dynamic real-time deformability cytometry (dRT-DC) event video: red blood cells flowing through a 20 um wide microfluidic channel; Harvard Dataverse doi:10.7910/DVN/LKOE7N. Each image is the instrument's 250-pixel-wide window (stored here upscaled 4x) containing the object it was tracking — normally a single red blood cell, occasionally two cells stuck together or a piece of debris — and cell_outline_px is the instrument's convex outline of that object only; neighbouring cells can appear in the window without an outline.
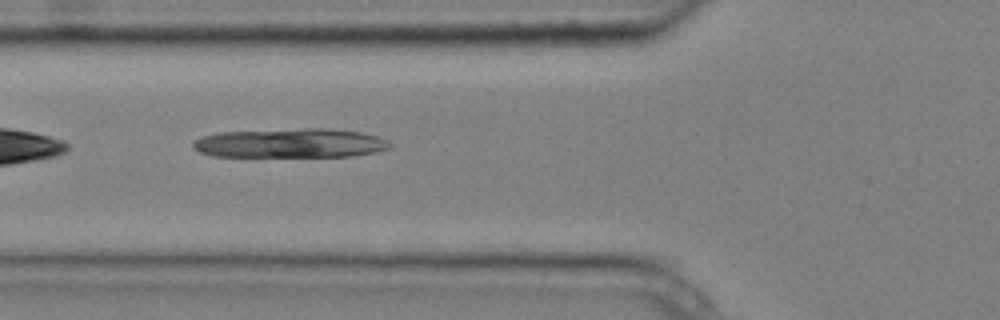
{"species": "common noctule bat (a hibernating species)", "species_latin": "Nyctalus noctula", "temperature_condition": "cold", "stored_images_in_passage": 6, "camera_frame_rate_fps": 3000, "um_per_image_px": 0.085, "animal": {"sex": "male", "body_mass_g": 20.4}, "frame": {"image": 1, "passage_image": 2, "time_ms": 0.333, "image_size_px": [1000, 320], "cell_outline_px": [[392, 144], [388, 148], [376, 152], [352, 156], [212, 156], [200, 152], [192, 148], [192, 144], [200, 136], [220, 132], [304, 128], [332, 128], [360, 132], [376, 136], [388, 140]], "centroid_in_image_um": [24.68, 12.16], "position_along_channel_um": 101.1, "area_um2": 33.64}}
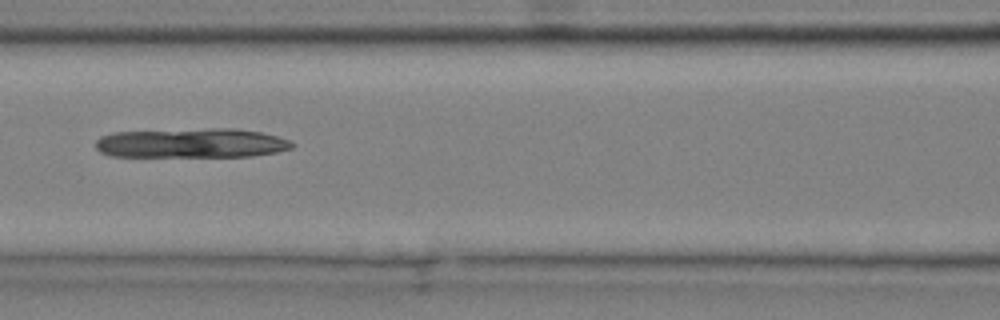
{"frame": {"image": 2, "passage_image": 3, "time_ms": 0.667, "image_size_px": [1000, 320], "cell_outline_px": [[296, 144], [292, 148], [276, 152], [252, 156], [108, 156], [100, 152], [96, 148], [96, 140], [100, 136], [112, 132], [212, 128], [236, 128], [260, 132], [276, 136], [288, 140]], "centroid_in_image_um": [16.26, 12.16], "position_along_channel_um": 150.3, "area_um2": 33.87}}